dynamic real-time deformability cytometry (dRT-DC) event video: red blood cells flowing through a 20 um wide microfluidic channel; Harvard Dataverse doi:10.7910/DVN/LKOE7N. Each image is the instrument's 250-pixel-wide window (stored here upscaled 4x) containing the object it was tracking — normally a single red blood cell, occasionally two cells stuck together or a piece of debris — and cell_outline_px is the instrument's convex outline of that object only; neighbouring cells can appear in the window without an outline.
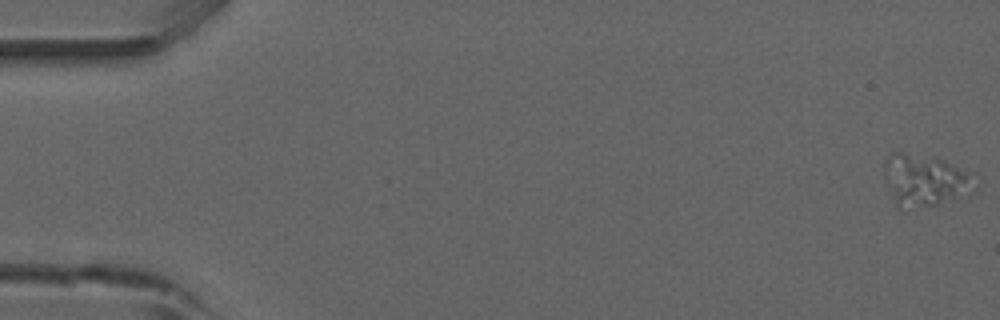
{"species": "common noctule bat (a hibernating species)", "species_latin": "Nyctalus noctula", "temperature_condition": "room temperature", "stored_images_in_passage": 53, "camera_frame_rate_fps": 3000, "um_per_image_px": 0.085, "animal": {"sex": "male", "forearm_length_mm": 52.5}, "frame": {"image": 1, "passage_image": 1, "time_ms": 0.0, "image_size_px": [1000, 320], "cell_outline_px": [[964, 180], [956, 196], [936, 204], [904, 212], [896, 208], [884, 180], [884, 160], [892, 152], [904, 152], [944, 160], [956, 168], [964, 176]], "centroid_in_image_um": [78.2, 15.34], "position_along_channel_um": 6.8, "area_um2": 25.37}}
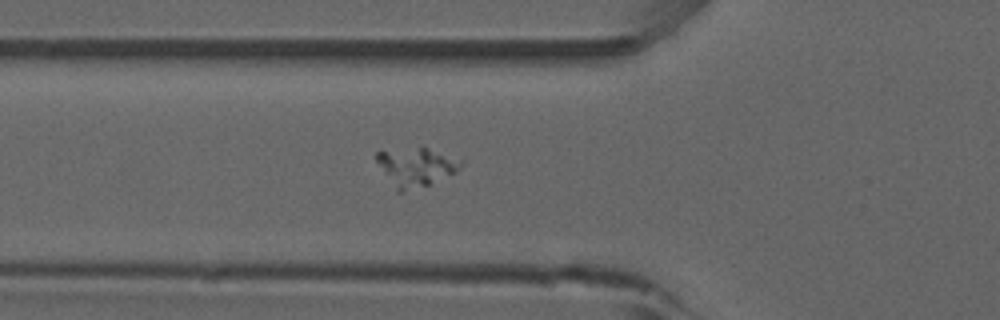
{"frame": {"image": 2, "passage_image": 19, "time_ms": 6.0, "image_size_px": [1000, 320], "cell_outline_px": [[464, 164], [456, 172], [428, 184], [400, 192], [396, 192], [376, 160], [376, 152], [380, 148], [428, 148], [464, 160]], "centroid_in_image_um": [35.33, 14.15], "position_along_channel_um": 90.5, "area_um2": 19.02}}
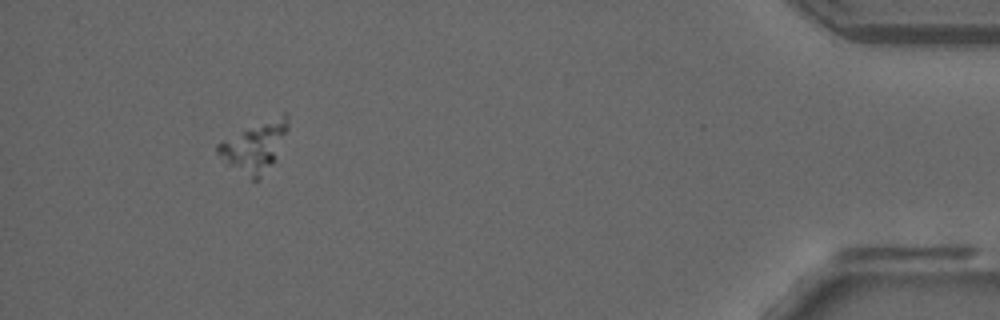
{"frame": {"image": 3, "passage_image": 49, "time_ms": 16.0, "image_size_px": [1000, 320], "cell_outline_px": [[288, 128], [272, 164], [256, 180], [252, 180], [228, 164], [216, 152], [216, 144], [224, 140], [284, 112], [288, 116]], "centroid_in_image_um": [21.65, 12.47], "position_along_channel_um": 413.5, "area_um2": 19.36}}